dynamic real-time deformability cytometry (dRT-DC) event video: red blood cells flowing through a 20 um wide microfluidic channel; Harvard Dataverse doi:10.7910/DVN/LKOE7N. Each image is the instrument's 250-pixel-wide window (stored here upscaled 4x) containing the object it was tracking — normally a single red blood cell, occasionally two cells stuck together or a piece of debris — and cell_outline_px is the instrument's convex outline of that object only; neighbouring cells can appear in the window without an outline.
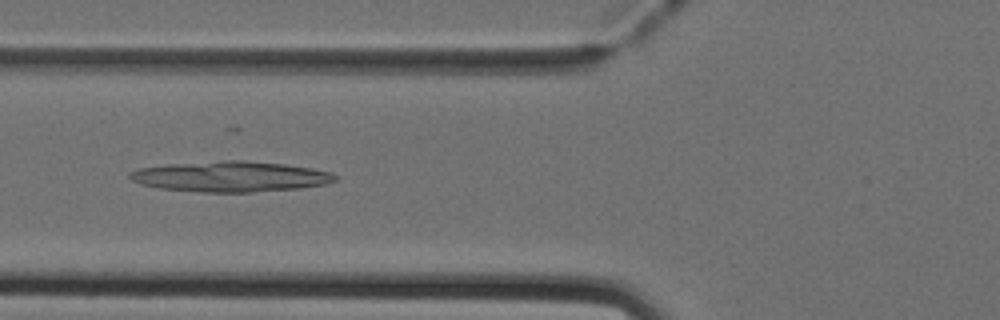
{"species": "Egyptian fruit bat (a non-hibernating species)", "species_latin": "Rousettus aegyptiacus", "temperature_condition": "cold", "stored_images_in_passage": 50, "camera_frame_rate_fps": 3000, "um_per_image_px": 0.085, "animal": {"sex": "female"}, "frame": {"image": 1, "passage_image": 19, "time_ms": 6.0, "image_size_px": [1000, 320], "cell_outline_px": [[336, 180], [328, 184], [300, 188], [252, 192], [200, 192], [160, 188], [140, 184], [132, 180], [128, 176], [128, 172], [140, 168], [168, 164], [224, 160], [240, 160], [284, 164], [312, 168], [332, 172], [336, 176]], "centroid_in_image_um": [19.6, 15.01], "position_along_channel_um": 106.2, "area_um2": 36.59}}
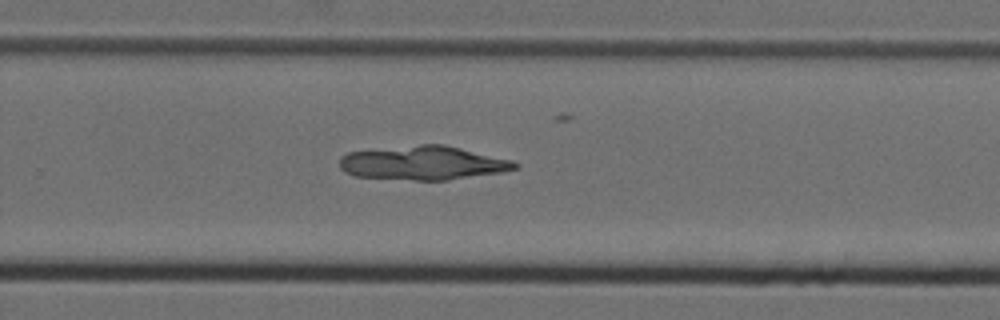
{"frame": {"image": 2, "passage_image": 33, "time_ms": 10.667, "image_size_px": [1000, 320], "cell_outline_px": [[520, 164], [516, 168], [500, 172], [448, 180], [416, 180], [352, 176], [344, 172], [340, 168], [340, 156], [348, 152], [420, 144], [444, 144], [512, 160]], "centroid_in_image_um": [35.93, 13.85], "position_along_channel_um": 293.9, "area_um2": 34.56}}
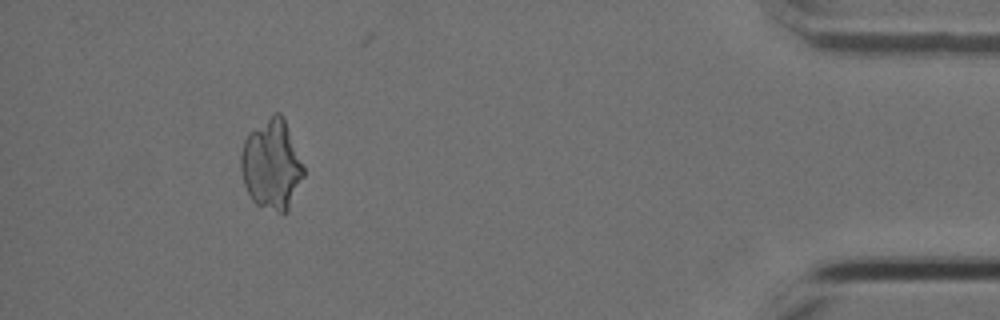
{"frame": {"image": 3, "passage_image": 46, "time_ms": 15.0, "image_size_px": [1000, 320], "cell_outline_px": [[304, 176], [288, 212], [280, 212], [256, 204], [252, 200], [244, 184], [240, 168], [240, 156], [244, 140], [248, 132], [276, 112], [280, 112], [284, 116], [304, 168]], "centroid_in_image_um": [23.08, 13.98], "position_along_channel_um": 412.1, "area_um2": 32.83}}